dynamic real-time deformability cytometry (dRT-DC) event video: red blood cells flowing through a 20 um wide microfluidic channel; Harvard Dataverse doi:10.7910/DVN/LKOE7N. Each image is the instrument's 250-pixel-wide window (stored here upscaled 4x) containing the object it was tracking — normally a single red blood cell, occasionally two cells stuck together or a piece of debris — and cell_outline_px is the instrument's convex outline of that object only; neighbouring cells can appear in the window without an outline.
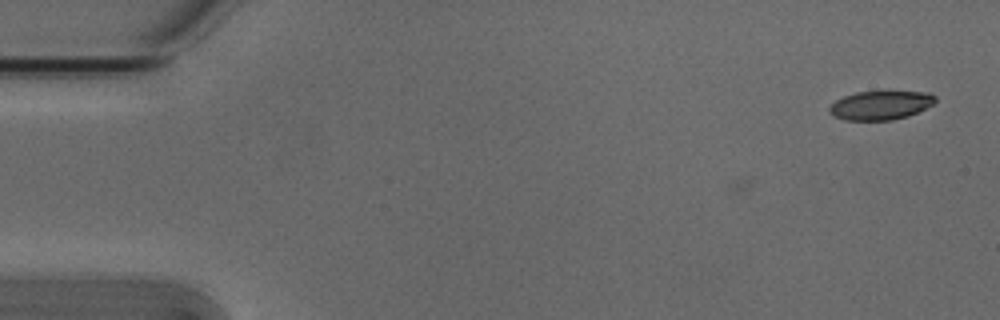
{"species": "Egyptian fruit bat (a non-hibernating species)", "species_latin": "Rousettus aegyptiacus", "temperature_condition": "cold", "stored_images_in_passage": 11, "camera_frame_rate_fps": 3000, "um_per_image_px": 0.085, "animal": {"sex": "male"}, "frame": {"image": 1, "passage_image": 11, "time_ms": 3.333, "image_size_px": [1000, 320], "cell_outline_px": [[936, 100], [932, 104], [908, 116], [892, 120], [844, 120], [828, 112], [828, 108], [836, 100], [844, 96], [856, 92], [928, 92], [936, 96]], "centroid_in_image_um": [74.83, 8.95], "position_along_channel_um": 10.2, "area_um2": 17.57}}